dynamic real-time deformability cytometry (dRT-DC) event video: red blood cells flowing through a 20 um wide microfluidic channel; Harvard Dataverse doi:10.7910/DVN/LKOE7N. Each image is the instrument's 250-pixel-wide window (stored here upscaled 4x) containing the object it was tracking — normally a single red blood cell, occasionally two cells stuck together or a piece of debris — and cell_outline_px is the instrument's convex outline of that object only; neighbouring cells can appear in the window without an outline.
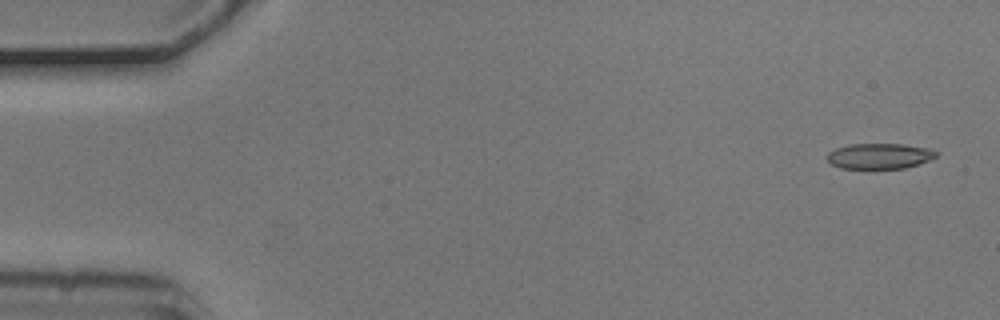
{"species": "common noctule bat (a hibernating species)", "species_latin": "Nyctalus noctula", "temperature_condition": "cold", "stored_images_in_passage": 4, "camera_frame_rate_fps": 3000, "um_per_image_px": 0.085, "animal": {"sex": "male", "body_mass_g": 20.5, "forearm_length_mm": 52.5}, "frame": {"image": 1, "passage_image": 1, "time_ms": 0.0, "image_size_px": [1000, 320], "cell_outline_px": [[936, 156], [928, 160], [904, 168], [840, 168], [832, 164], [828, 160], [828, 152], [836, 148], [848, 144], [904, 144], [932, 148], [936, 152]], "centroid_in_image_um": [74.75, 13.25], "position_along_channel_um": 10.3, "area_um2": 16.07}}
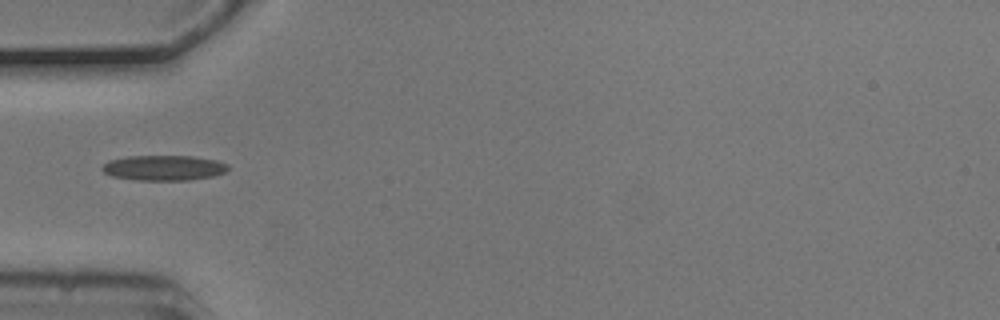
{"frame": {"image": 2, "passage_image": 4, "time_ms": 1.0, "image_size_px": [1000, 320], "cell_outline_px": [[228, 168], [224, 172], [212, 176], [188, 180], [136, 180], [112, 176], [104, 172], [100, 168], [108, 160], [128, 156], [192, 156], [216, 160], [228, 164]], "centroid_in_image_um": [13.89, 14.26], "position_along_channel_um": 71.1, "area_um2": 18.44}}